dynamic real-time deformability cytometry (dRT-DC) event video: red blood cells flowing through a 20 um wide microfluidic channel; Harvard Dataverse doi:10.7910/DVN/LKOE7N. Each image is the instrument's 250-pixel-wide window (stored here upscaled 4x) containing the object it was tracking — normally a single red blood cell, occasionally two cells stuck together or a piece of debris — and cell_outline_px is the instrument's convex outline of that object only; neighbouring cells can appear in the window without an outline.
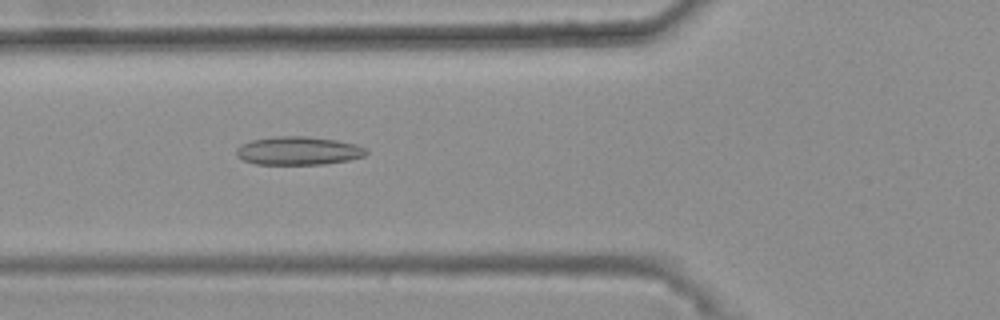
{"species": "common noctule bat (a hibernating species)", "species_latin": "Nyctalus noctula", "temperature_condition": "warm", "stored_images_in_passage": 46, "camera_frame_rate_fps": 3000, "um_per_image_px": 0.085, "animal": {"sex": "female", "body_mass_g": 25.1}, "frame": {"image": 1, "passage_image": 18, "time_ms": 5.667, "image_size_px": [1000, 320], "cell_outline_px": [[368, 152], [364, 156], [348, 160], [324, 164], [256, 164], [244, 160], [236, 156], [236, 148], [240, 144], [252, 140], [272, 136], [308, 136], [336, 140], [356, 144], [364, 148]], "centroid_in_image_um": [25.33, 12.81], "position_along_channel_um": 100.5, "area_um2": 21.5}}
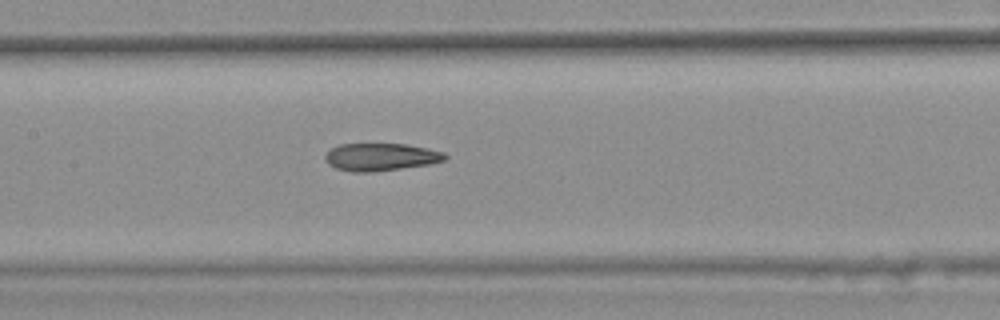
{"frame": {"image": 2, "passage_image": 24, "time_ms": 7.667, "image_size_px": [1000, 320], "cell_outline_px": [[448, 156], [444, 160], [428, 164], [372, 172], [352, 172], [336, 168], [328, 164], [324, 156], [332, 148], [340, 144], [408, 144], [428, 148], [444, 152]], "centroid_in_image_um": [32.36, 13.34], "position_along_channel_um": 175.0, "area_um2": 19.13}}
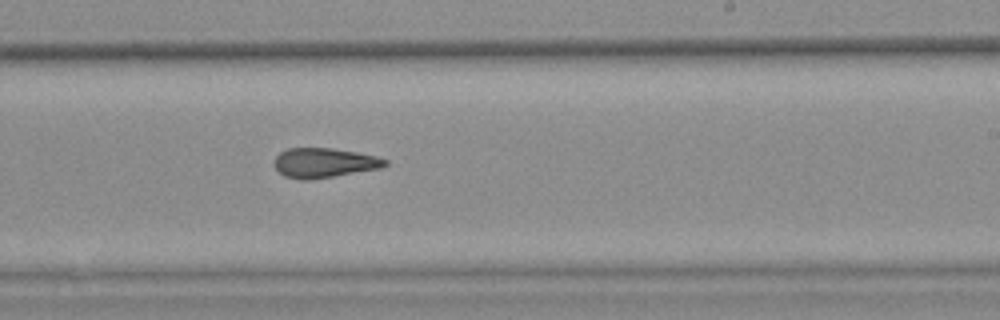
{"frame": {"image": 3, "passage_image": 31, "time_ms": 10.0, "image_size_px": [1000, 320], "cell_outline_px": [[388, 164], [380, 168], [308, 180], [300, 180], [284, 176], [272, 164], [272, 160], [280, 152], [288, 148], [332, 148], [356, 152], [376, 156], [388, 160]], "centroid_in_image_um": [27.51, 13.83], "position_along_channel_um": 261.5, "area_um2": 19.13}, "authors_computed_cell_mechanics": {"area_um2": 19.6809, "velocity_mm_per_s": 3.7134, "shape_relaxation_time_tau1_ms": null, "shape_relaxation_time_tau2_ms": 4.7042, "deformation_change_tau1": null, "deformation_change_tau2": 0.1357}}